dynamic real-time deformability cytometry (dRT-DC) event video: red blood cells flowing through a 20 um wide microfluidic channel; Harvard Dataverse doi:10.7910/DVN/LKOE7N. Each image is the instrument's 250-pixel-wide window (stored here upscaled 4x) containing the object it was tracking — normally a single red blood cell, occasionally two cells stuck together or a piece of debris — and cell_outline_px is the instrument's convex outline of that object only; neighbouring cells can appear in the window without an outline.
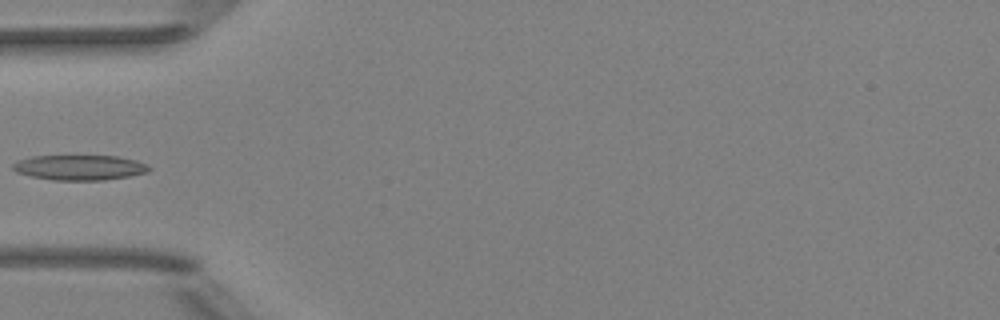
{"species": "Egyptian fruit bat (a non-hibernating species)", "species_latin": "Rousettus aegyptiacus", "temperature_condition": "room temperature", "stored_images_in_passage": 4, "camera_frame_rate_fps": 3000, "um_per_image_px": 0.085, "animal": {"sex": "female"}, "frame": {"image": 1, "passage_image": 4, "time_ms": 4.333, "image_size_px": [1000, 320], "cell_outline_px": [[152, 168], [148, 172], [128, 176], [104, 180], [52, 180], [32, 176], [16, 172], [12, 168], [12, 164], [20, 160], [32, 156], [116, 156], [136, 160], [148, 164]], "centroid_in_image_um": [6.79, 14.24], "position_along_channel_um": 78.2, "area_um2": 19.88}}